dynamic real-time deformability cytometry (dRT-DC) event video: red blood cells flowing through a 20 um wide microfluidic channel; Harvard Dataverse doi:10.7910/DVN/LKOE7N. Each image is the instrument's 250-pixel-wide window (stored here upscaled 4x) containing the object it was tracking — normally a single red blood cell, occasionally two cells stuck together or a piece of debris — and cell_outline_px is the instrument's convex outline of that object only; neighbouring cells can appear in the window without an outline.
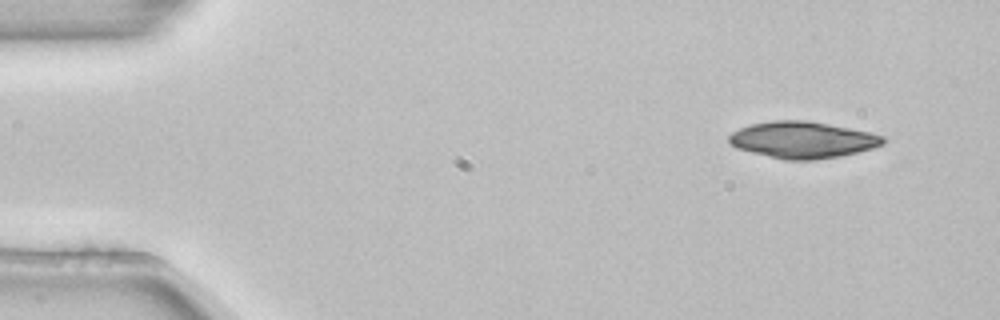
{"species": "common noctule bat (a hibernating species)", "species_latin": "Nyctalus noctula", "temperature_condition": "room temperature", "stored_images_in_passage": 3, "camera_frame_rate_fps": 3000, "um_per_image_px": 0.085, "animal": {"sex": "female", "body_mass_g": 22.7, "forearm_length_mm": 54.2}, "frame": {"image": 1, "passage_image": 1, "time_ms": 0.0, "image_size_px": [1000, 320], "cell_outline_px": [[888, 140], [884, 144], [872, 148], [840, 156], [816, 160], [784, 160], [736, 148], [728, 140], [728, 136], [732, 132], [740, 128], [752, 124], [772, 120], [808, 120], [872, 132], [884, 136]], "centroid_in_image_um": [68.26, 11.88], "position_along_channel_um": 16.7, "area_um2": 33.0}}